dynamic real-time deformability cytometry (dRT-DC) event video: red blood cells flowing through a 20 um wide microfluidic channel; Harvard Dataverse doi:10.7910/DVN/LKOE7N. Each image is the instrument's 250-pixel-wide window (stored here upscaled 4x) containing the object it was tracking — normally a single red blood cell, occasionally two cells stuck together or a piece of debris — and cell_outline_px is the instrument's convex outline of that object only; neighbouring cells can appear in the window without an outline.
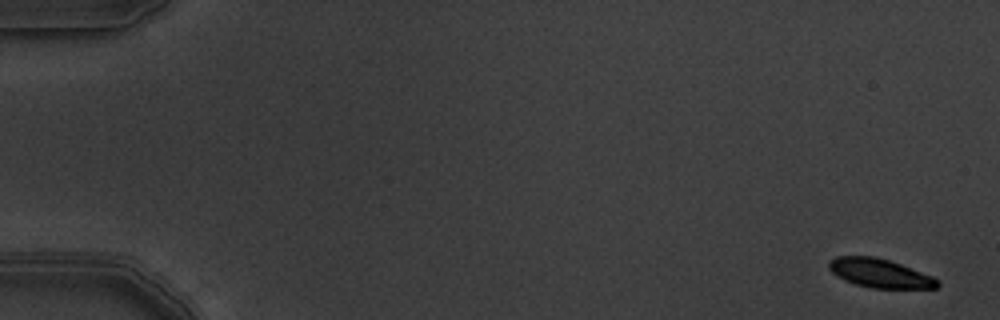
{"species": "common noctule bat (a hibernating species)", "species_latin": "Nyctalus noctula", "temperature_condition": "warm", "stored_images_in_passage": 6, "segment_of_instrument_passage": [1, 2], "camera_frame_rate_fps": 3000, "um_per_image_px": 0.085, "animal": {"sex": "male", "body_mass_g": 19.5, "forearm_length_mm": 54.6}, "frame": {"image": 1, "passage_image": 1, "time_ms": 0.0, "image_size_px": [1000, 320], "cell_outline_px": [[940, 284], [936, 288], [872, 288], [856, 284], [844, 280], [832, 272], [828, 268], [828, 264], [836, 256], [876, 256], [900, 264], [932, 276], [940, 280]], "centroid_in_image_um": [74.79, 23.22], "position_along_channel_um": 10.2, "area_um2": 18.09}}
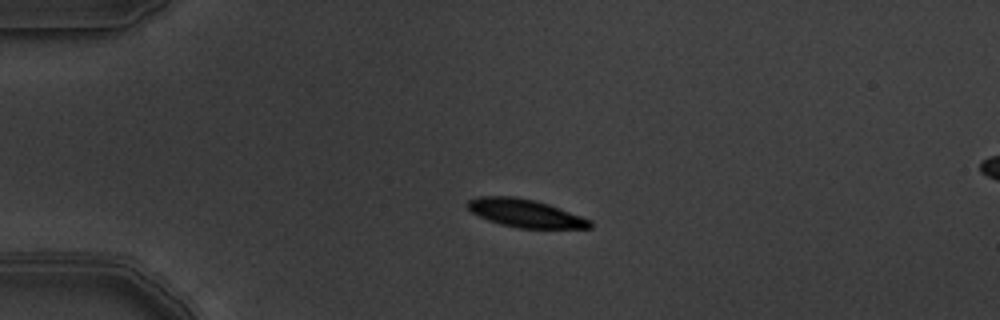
{"frame": {"image": 2, "passage_image": 4, "time_ms": 1.0, "image_size_px": [1000, 320], "cell_outline_px": [[592, 228], [520, 228], [500, 224], [488, 220], [472, 212], [468, 208], [468, 200], [476, 196], [512, 196], [536, 200], [548, 204], [592, 220]], "centroid_in_image_um": [44.65, 18.12], "position_along_channel_um": 40.3, "area_um2": 19.88}}